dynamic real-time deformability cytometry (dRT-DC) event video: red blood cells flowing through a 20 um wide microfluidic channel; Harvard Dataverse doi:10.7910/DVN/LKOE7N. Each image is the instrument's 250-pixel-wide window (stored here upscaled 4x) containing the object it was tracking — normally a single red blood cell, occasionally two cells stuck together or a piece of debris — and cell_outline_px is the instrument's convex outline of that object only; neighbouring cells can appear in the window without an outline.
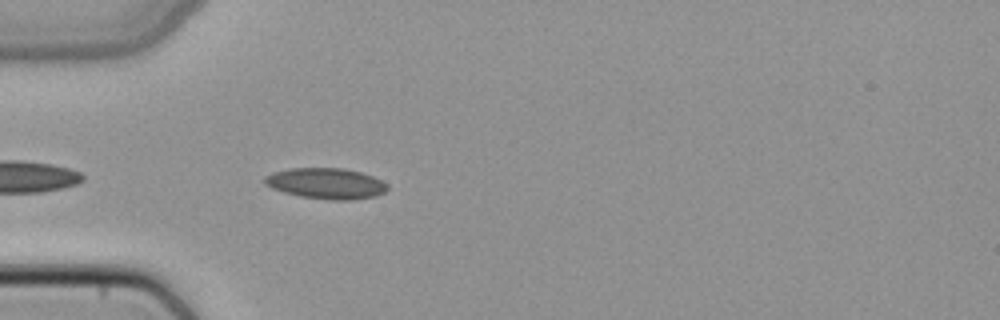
{"species": "common noctule bat (a hibernating species)", "species_latin": "Nyctalus noctula", "temperature_condition": "cold", "stored_images_in_passage": 7, "camera_frame_rate_fps": 3000, "um_per_image_px": 0.085, "animal": {"sex": "female", "body_mass_g": 22.7, "forearm_length_mm": 54.2}, "frame": {"image": 1, "passage_image": 3, "time_ms": 0.667, "image_size_px": [1000, 320], "cell_outline_px": [[388, 188], [384, 192], [376, 196], [352, 200], [332, 200], [300, 196], [284, 192], [272, 188], [264, 184], [264, 176], [272, 172], [288, 168], [344, 168], [360, 172], [372, 176], [388, 184]], "centroid_in_image_um": [27.7, 15.59], "position_along_channel_um": 57.3, "area_um2": 22.14}}